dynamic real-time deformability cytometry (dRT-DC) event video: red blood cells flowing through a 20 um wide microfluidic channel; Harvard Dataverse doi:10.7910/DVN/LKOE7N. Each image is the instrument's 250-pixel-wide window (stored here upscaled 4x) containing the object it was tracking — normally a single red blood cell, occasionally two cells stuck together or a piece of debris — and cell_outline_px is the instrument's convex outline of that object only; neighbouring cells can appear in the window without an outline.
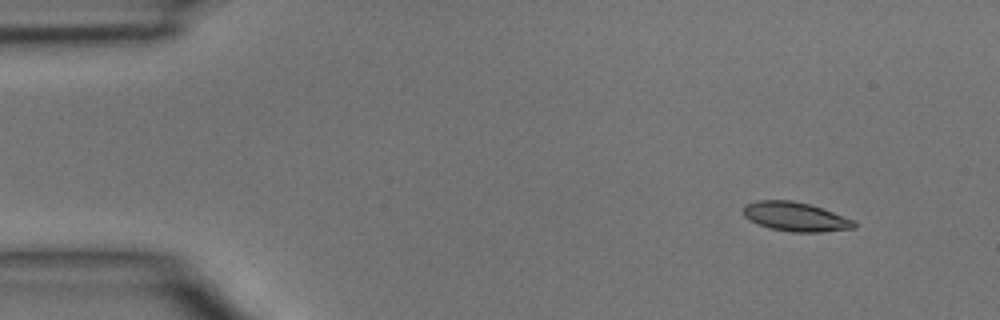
{"species": "common noctule bat (a hibernating species)", "species_latin": "Nyctalus noctula", "temperature_condition": "room temperature", "stored_images_in_passage": 29, "camera_frame_rate_fps": 3000, "um_per_image_px": 0.085, "animal": {"sex": "male", "body_mass_g": 15.6}, "frame": {"image": 1, "passage_image": 1, "time_ms": 0.0, "image_size_px": [1000, 320], "cell_outline_px": [[856, 228], [820, 232], [792, 232], [772, 228], [760, 224], [744, 216], [744, 204], [756, 200], [792, 200], [808, 204], [856, 220]], "centroid_in_image_um": [67.64, 18.41], "position_along_channel_um": 17.4, "area_um2": 18.61}}
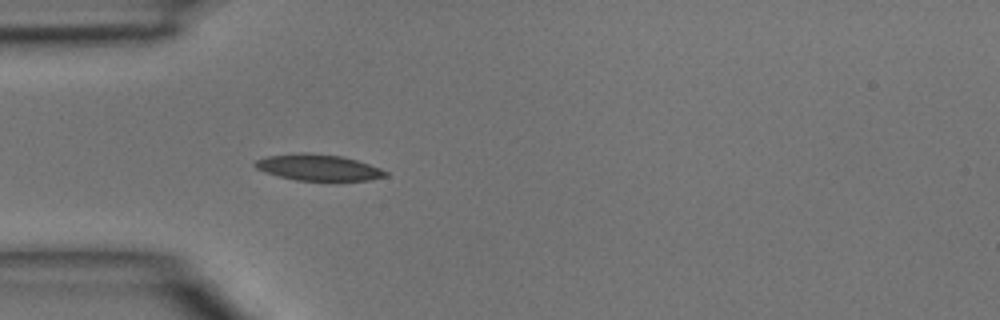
{"frame": {"image": 2, "passage_image": 10, "time_ms": 3.0, "image_size_px": [1000, 320], "cell_outline_px": [[388, 176], [368, 180], [296, 180], [264, 172], [256, 168], [252, 164], [256, 160], [268, 156], [300, 152], [308, 152], [340, 156], [356, 160], [380, 168], [388, 172]], "centroid_in_image_um": [27.03, 14.22], "position_along_channel_um": 58.0, "area_um2": 19.77}}
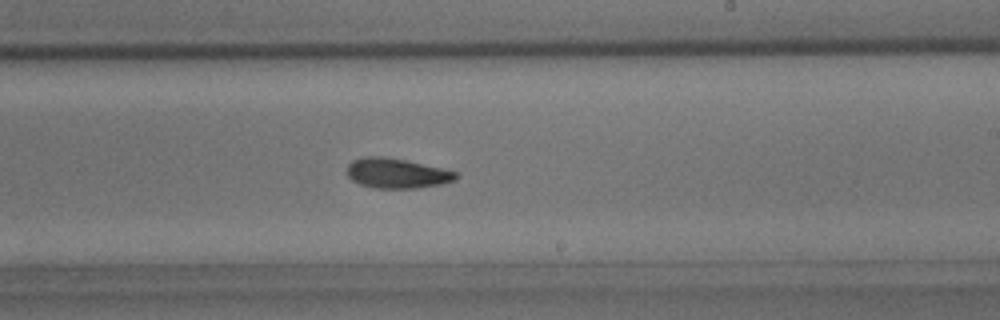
{"frame": {"image": 3, "passage_image": 24, "time_ms": 7.667, "image_size_px": [1000, 320], "cell_outline_px": [[460, 176], [456, 180], [440, 184], [416, 188], [376, 188], [360, 184], [352, 180], [348, 176], [348, 164], [352, 160], [364, 156], [384, 156], [404, 160], [460, 172]], "centroid_in_image_um": [33.75, 14.72], "position_along_channel_um": 255.2, "area_um2": 19.02}}